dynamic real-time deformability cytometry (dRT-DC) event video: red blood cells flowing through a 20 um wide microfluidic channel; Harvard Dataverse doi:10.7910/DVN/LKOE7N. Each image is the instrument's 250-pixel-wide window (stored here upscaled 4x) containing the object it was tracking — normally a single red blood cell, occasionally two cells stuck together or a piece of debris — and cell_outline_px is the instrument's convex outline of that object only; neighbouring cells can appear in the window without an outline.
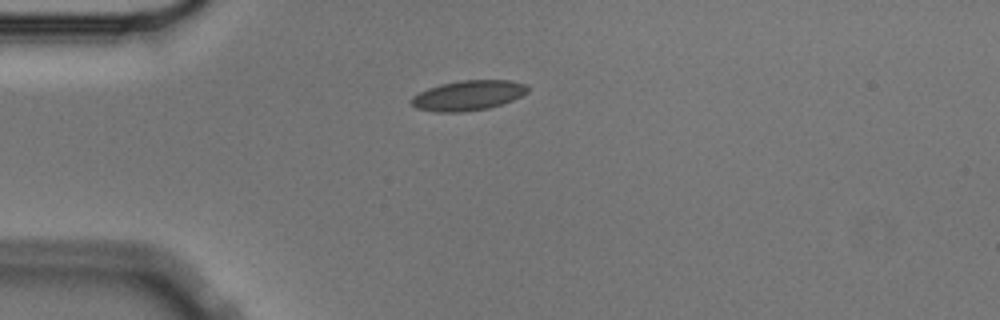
{"species": "Egyptian fruit bat (a non-hibernating species)", "species_latin": "Rousettus aegyptiacus", "temperature_condition": "cold", "stored_images_in_passage": 43, "camera_frame_rate_fps": 3000, "um_per_image_px": 0.085, "animal": {"sex": "male"}, "frame": {"image": 1, "passage_image": 1, "time_ms": 0.0, "image_size_px": [1000, 320], "cell_outline_px": [[528, 92], [512, 100], [488, 108], [464, 112], [436, 112], [416, 108], [408, 100], [412, 96], [428, 88], [440, 84], [460, 80], [512, 80], [528, 84]], "centroid_in_image_um": [39.78, 8.1], "position_along_channel_um": 45.2, "area_um2": 20.46}}
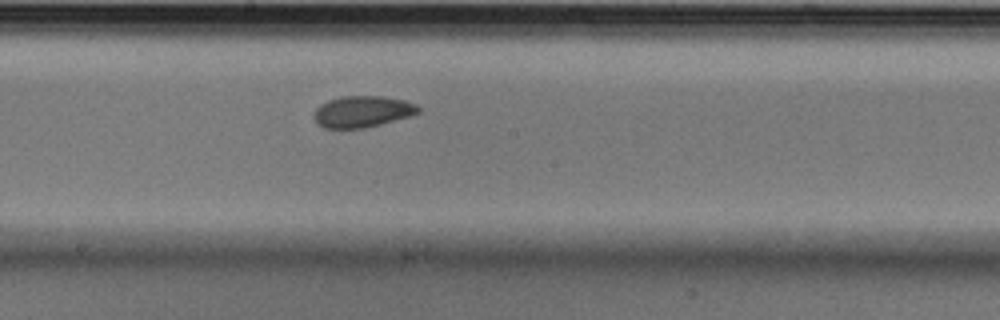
{"frame": {"image": 2, "passage_image": 17, "time_ms": 5.333, "image_size_px": [1000, 320], "cell_outline_px": [[420, 112], [412, 116], [364, 128], [324, 128], [316, 124], [312, 116], [316, 108], [320, 104], [328, 100], [340, 96], [384, 96], [404, 100], [416, 104], [420, 108]], "centroid_in_image_um": [30.78, 9.48], "position_along_channel_um": 217.4, "area_um2": 19.36}}
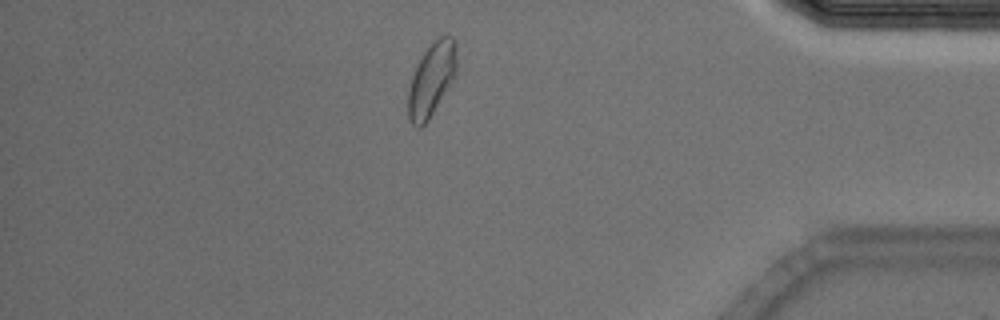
{"frame": {"image": 3, "passage_image": 35, "time_ms": 11.333, "image_size_px": [1000, 320], "cell_outline_px": [[456, 76], [428, 120], [420, 128], [416, 128], [412, 124], [408, 116], [408, 92], [412, 76], [424, 52], [440, 36], [452, 36], [456, 40]], "centroid_in_image_um": [36.7, 6.77], "position_along_channel_um": 398.5, "area_um2": 20.52}, "authors_computed_cell_mechanics": {"area_um2": 19.652, "velocity_mm_per_s": 3.5667, "shape_relaxation_time_tau1_ms": 5.6234, "shape_relaxation_time_tau2_ms": 4.0507, "deformation_change_tau1": 0.0998, "deformation_change_tau2": 0.061}}